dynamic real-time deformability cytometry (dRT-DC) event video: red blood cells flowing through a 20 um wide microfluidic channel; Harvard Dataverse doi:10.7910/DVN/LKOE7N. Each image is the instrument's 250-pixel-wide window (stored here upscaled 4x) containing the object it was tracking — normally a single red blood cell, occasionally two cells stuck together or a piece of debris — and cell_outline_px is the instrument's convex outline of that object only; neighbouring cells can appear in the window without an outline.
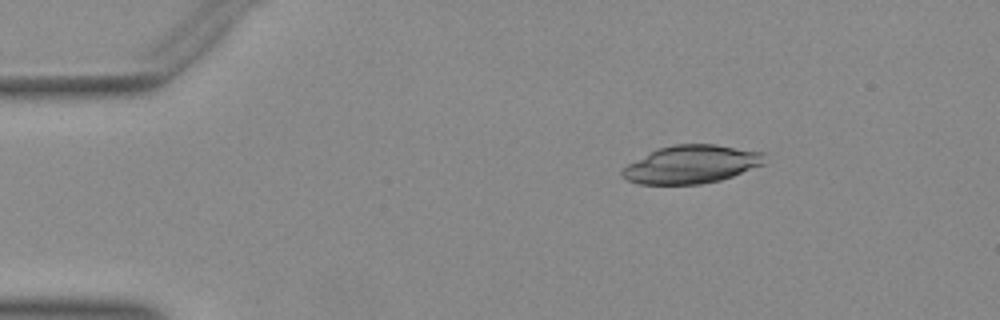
{"species": "Egyptian fruit bat (a non-hibernating species)", "species_latin": "Rousettus aegyptiacus", "temperature_condition": "warm", "stored_images_in_passage": 44, "camera_frame_rate_fps": 3000, "um_per_image_px": 0.085, "animal": {"sex": "female"}, "frame": {"image": 1, "passage_image": 1, "time_ms": 0.0, "image_size_px": [1000, 320], "cell_outline_px": [[764, 164], [732, 176], [720, 180], [700, 184], [640, 184], [628, 180], [620, 172], [628, 164], [660, 148], [672, 144], [716, 144], [764, 152]], "centroid_in_image_um": [58.8, 13.97], "position_along_channel_um": 26.2, "area_um2": 31.21}}
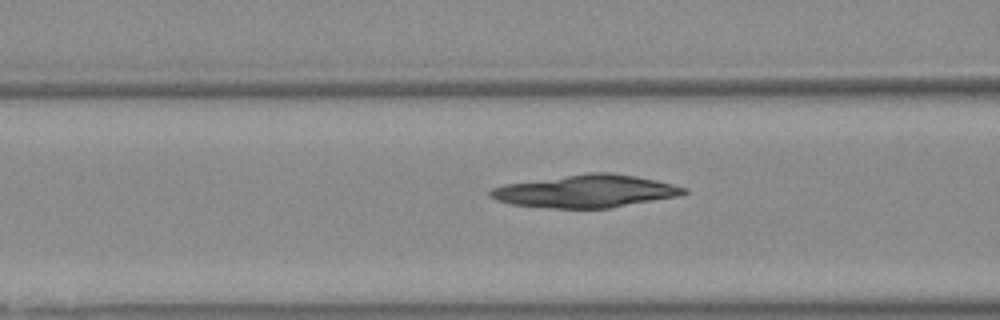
{"frame": {"image": 2, "passage_image": 13, "time_ms": 4.0, "image_size_px": [1000, 320], "cell_outline_px": [[688, 192], [676, 196], [612, 208], [552, 208], [512, 204], [496, 200], [488, 192], [492, 188], [508, 184], [588, 172], [612, 172], [636, 176], [656, 180], [688, 188]], "centroid_in_image_um": [49.84, 16.25], "position_along_channel_um": 116.8, "area_um2": 36.47}}
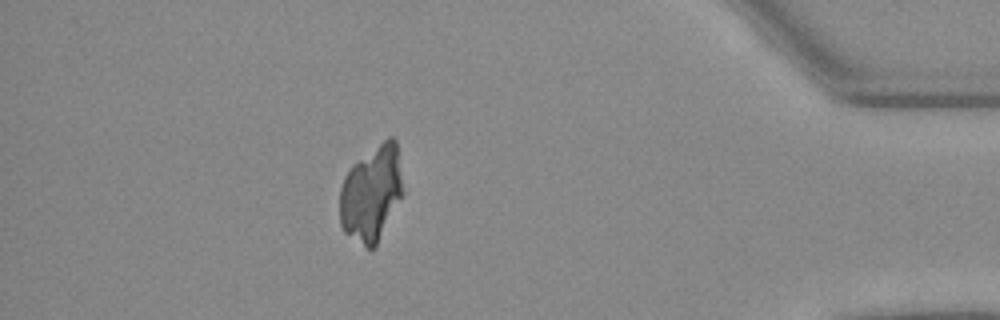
{"frame": {"image": 3, "passage_image": 38, "time_ms": 12.333, "image_size_px": [1000, 320], "cell_outline_px": [[404, 192], [376, 244], [372, 248], [368, 248], [344, 232], [340, 224], [340, 188], [344, 176], [352, 164], [388, 136], [392, 136], [396, 140]], "centroid_in_image_um": [31.56, 16.4], "position_along_channel_um": 403.6, "area_um2": 34.97}}